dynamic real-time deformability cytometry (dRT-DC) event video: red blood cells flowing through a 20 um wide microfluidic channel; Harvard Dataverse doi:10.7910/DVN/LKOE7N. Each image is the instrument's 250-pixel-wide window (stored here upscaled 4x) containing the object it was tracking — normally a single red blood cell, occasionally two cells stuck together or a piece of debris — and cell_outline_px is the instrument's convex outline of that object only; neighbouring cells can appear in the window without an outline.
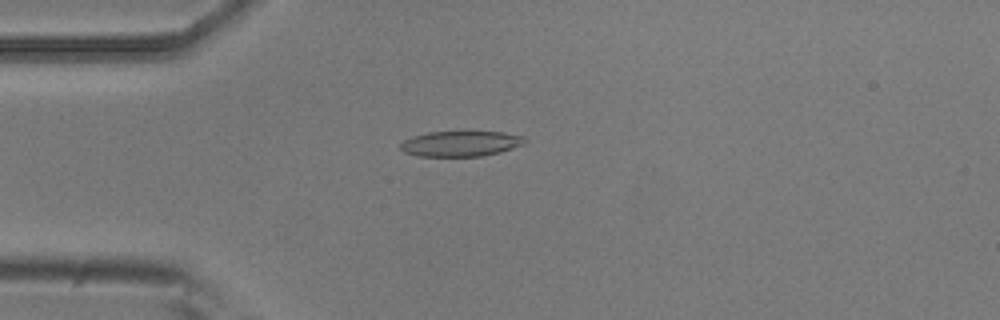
{"species": "common noctule bat (a hibernating species)", "species_latin": "Nyctalus noctula", "temperature_condition": "room temperature", "stored_images_in_passage": 2, "camera_frame_rate_fps": 3000, "um_per_image_px": 0.085, "animal": {"sex": "male", "body_mass_g": 20.5, "forearm_length_mm": 52.5}, "frame": {"image": 1, "passage_image": 1, "time_ms": 0.0, "image_size_px": [1000, 320], "cell_outline_px": [[528, 140], [524, 144], [500, 152], [480, 156], [416, 156], [404, 152], [400, 148], [400, 144], [404, 140], [412, 136], [428, 132], [464, 128], [504, 132], [524, 136]], "centroid_in_image_um": [39.18, 12.15], "position_along_channel_um": 45.8, "area_um2": 19.54}}